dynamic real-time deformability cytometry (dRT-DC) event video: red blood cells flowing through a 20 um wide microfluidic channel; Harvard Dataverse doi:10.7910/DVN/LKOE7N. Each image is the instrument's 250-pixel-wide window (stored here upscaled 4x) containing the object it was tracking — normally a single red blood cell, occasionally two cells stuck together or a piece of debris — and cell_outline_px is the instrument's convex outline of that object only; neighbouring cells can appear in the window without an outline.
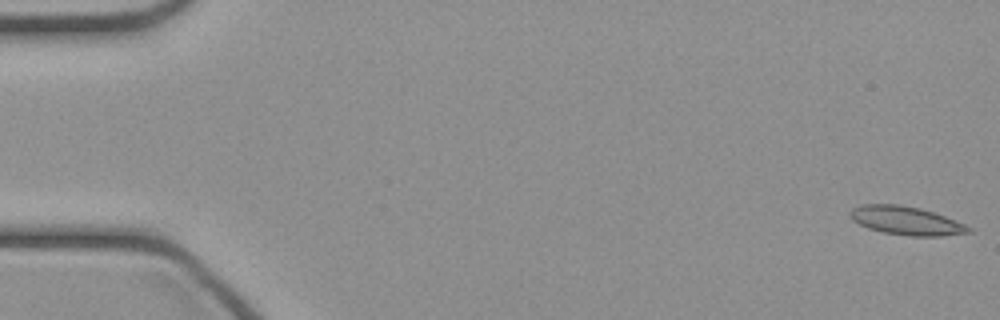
{"species": "common noctule bat (a hibernating species)", "species_latin": "Nyctalus noctula", "temperature_condition": "cold", "stored_images_in_passage": 47, "camera_frame_rate_fps": 3000, "um_per_image_px": 0.085, "animal": {"sex": "female", "body_mass_g": 21.9}, "frame": {"image": 1, "passage_image": 1, "time_ms": 0.0, "image_size_px": [1000, 320], "cell_outline_px": [[972, 232], [940, 236], [912, 236], [884, 232], [868, 228], [852, 220], [848, 212], [852, 208], [860, 204], [900, 204], [920, 208], [944, 216], [964, 224], [972, 228]], "centroid_in_image_um": [76.99, 18.74], "position_along_channel_um": 8.0, "area_um2": 19.59}}
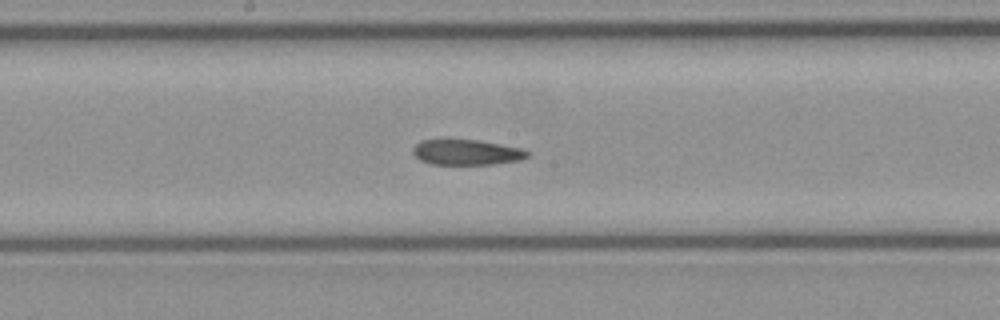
{"frame": {"image": 2, "passage_image": 25, "time_ms": 8.0, "image_size_px": [1000, 320], "cell_outline_px": [[532, 152], [528, 156], [520, 160], [492, 164], [432, 164], [420, 160], [412, 152], [412, 148], [420, 140], [444, 136], [480, 140], [524, 148]], "centroid_in_image_um": [39.63, 12.88], "position_along_channel_um": 208.6, "area_um2": 17.92}}
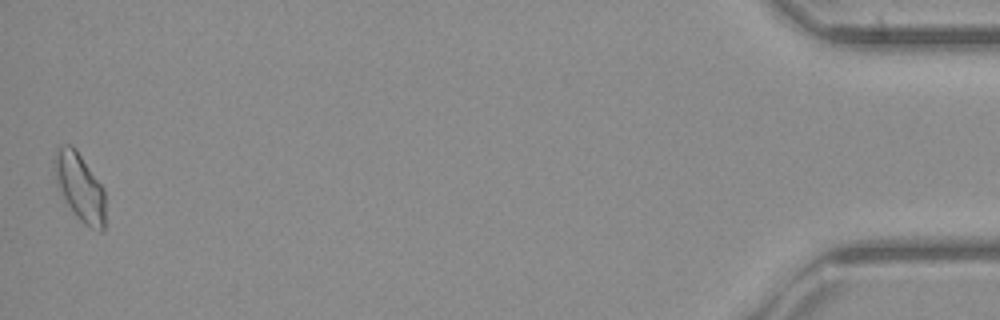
{"frame": {"image": 3, "passage_image": 47, "time_ms": 15.333, "image_size_px": [1000, 320], "cell_outline_px": [[104, 228], [100, 232], [84, 224], [76, 216], [64, 200], [56, 184], [52, 164], [52, 160], [56, 148], [60, 144], [72, 144], [76, 148], [104, 188]], "centroid_in_image_um": [6.73, 15.83], "position_along_channel_um": 428.5, "area_um2": 20.52}}